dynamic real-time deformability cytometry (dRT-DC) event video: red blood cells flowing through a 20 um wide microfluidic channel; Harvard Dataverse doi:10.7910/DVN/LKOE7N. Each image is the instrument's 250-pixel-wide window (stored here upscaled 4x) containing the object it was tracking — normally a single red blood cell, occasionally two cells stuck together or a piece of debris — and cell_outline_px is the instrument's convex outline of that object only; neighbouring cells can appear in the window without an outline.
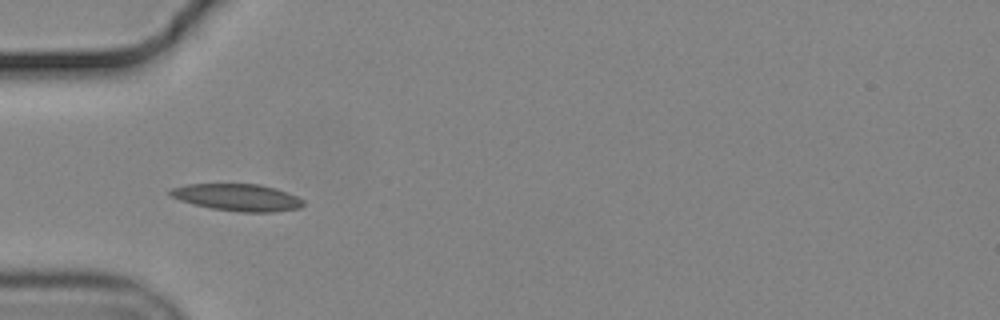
{"species": "common noctule bat (a hibernating species)", "species_latin": "Nyctalus noctula", "temperature_condition": "cold", "stored_images_in_passage": 12, "camera_frame_rate_fps": 3000, "um_per_image_px": 0.085, "animal": {"sex": "male", "body_mass_g": 19.2, "forearm_length_mm": 51.8}, "frame": {"image": 1, "passage_image": 6, "time_ms": 1.667, "image_size_px": [1000, 320], "cell_outline_px": [[304, 204], [300, 208], [272, 212], [240, 212], [212, 208], [180, 200], [168, 196], [168, 192], [172, 188], [184, 184], [260, 184], [276, 188], [296, 196], [304, 200]], "centroid_in_image_um": [20.18, 16.77], "position_along_channel_um": 64.8, "area_um2": 20.92}}